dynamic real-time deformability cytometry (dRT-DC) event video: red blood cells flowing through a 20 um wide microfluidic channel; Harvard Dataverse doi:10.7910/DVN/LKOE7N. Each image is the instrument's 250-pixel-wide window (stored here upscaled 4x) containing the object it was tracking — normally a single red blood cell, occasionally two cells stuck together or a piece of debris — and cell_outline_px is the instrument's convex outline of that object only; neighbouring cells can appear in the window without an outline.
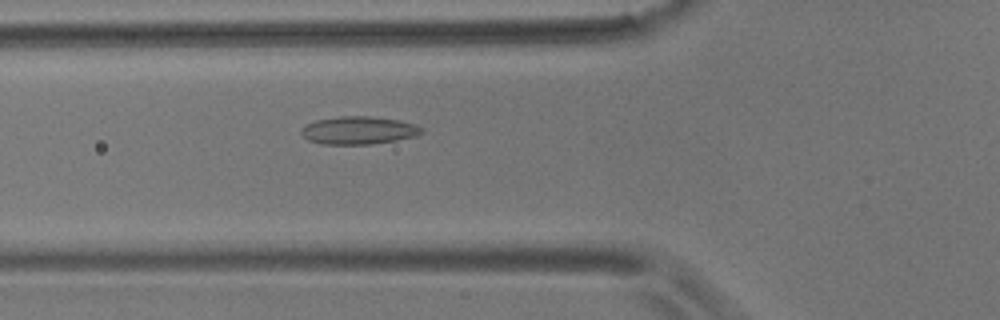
{"species": "common noctule bat (a hibernating species)", "species_latin": "Nyctalus noctula", "temperature_condition": "room temperature", "stored_images_in_passage": 5, "camera_frame_rate_fps": 3000, "um_per_image_px": 0.085, "animal": {"sex": "male", "body_mass_g": 17.9}, "frame": {"image": 1, "passage_image": 5, "time_ms": 6.333, "image_size_px": [1000, 320], "cell_outline_px": [[424, 132], [416, 136], [396, 140], [372, 144], [320, 144], [308, 140], [300, 132], [300, 128], [316, 120], [340, 116], [372, 116], [400, 120], [416, 124], [424, 128]], "centroid_in_image_um": [30.51, 11.07], "position_along_channel_um": 95.3, "area_um2": 19.71}}